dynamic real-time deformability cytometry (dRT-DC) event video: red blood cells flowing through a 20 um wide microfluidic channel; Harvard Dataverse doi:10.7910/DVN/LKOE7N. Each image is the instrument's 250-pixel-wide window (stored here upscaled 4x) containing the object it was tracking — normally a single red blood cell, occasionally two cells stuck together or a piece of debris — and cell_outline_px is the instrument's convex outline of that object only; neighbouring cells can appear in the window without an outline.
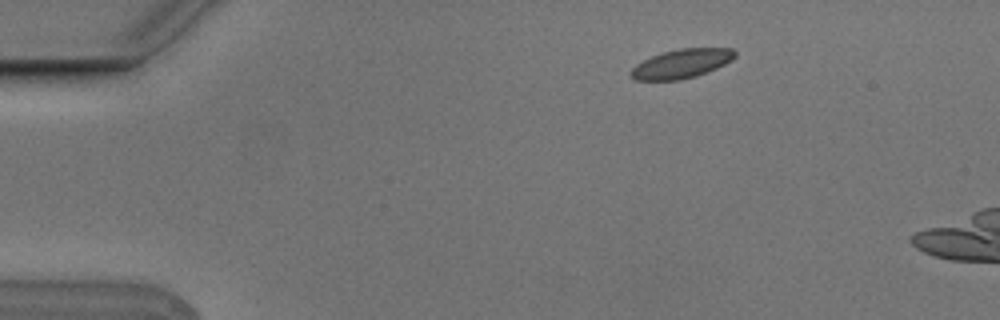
{"species": "Egyptian fruit bat (a non-hibernating species)", "species_latin": "Rousettus aegyptiacus", "temperature_condition": "cold", "stored_images_in_passage": 3, "camera_frame_rate_fps": 3000, "um_per_image_px": 0.085, "animal": {"sex": "male"}, "frame": {"image": 1, "passage_image": 3, "time_ms": 0.667, "image_size_px": [1000, 320], "cell_outline_px": [[736, 56], [732, 60], [716, 68], [696, 76], [680, 80], [636, 80], [628, 76], [628, 72], [636, 64], [652, 56], [664, 52], [680, 48], [732, 48], [736, 52]], "centroid_in_image_um": [57.91, 5.42], "position_along_channel_um": 27.1, "area_um2": 17.63}}